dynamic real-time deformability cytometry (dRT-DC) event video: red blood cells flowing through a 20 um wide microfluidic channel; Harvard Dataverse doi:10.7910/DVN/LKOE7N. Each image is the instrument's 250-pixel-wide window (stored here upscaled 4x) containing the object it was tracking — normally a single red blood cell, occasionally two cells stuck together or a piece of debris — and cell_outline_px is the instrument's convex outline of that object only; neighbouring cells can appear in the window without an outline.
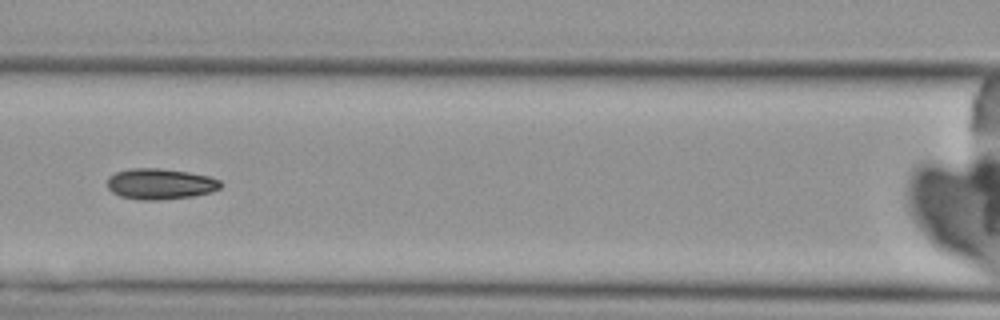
{"species": "Egyptian fruit bat (a non-hibernating species)", "species_latin": "Rousettus aegyptiacus", "temperature_condition": "cold", "stored_images_in_passage": 11, "camera_frame_rate_fps": 3000, "um_per_image_px": 0.085, "animal": {"sex": "female"}, "frame": {"image": 1, "passage_image": 7, "time_ms": 7.0, "image_size_px": [1000, 320], "cell_outline_px": [[220, 188], [212, 192], [192, 196], [156, 200], [136, 200], [120, 196], [112, 192], [108, 188], [108, 176], [116, 172], [132, 168], [160, 168], [188, 172], [208, 176], [220, 180]], "centroid_in_image_um": [13.59, 15.63], "position_along_channel_um": 153.0, "area_um2": 20.35}}
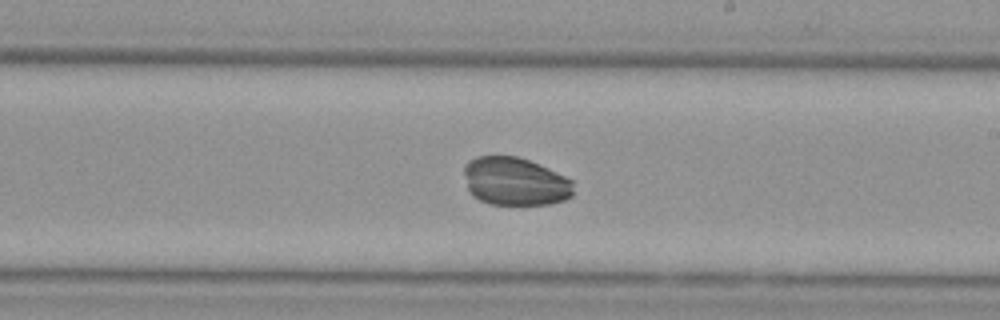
{"frame": {"image": 2, "passage_image": 10, "time_ms": 11.667, "image_size_px": [1000, 320], "cell_outline_px": [[572, 196], [564, 200], [548, 204], [488, 204], [472, 196], [468, 192], [464, 172], [464, 164], [468, 160], [476, 156], [516, 156], [528, 160], [556, 172], [572, 180]], "centroid_in_image_um": [43.73, 15.42], "position_along_channel_um": 245.3, "area_um2": 30.69}}
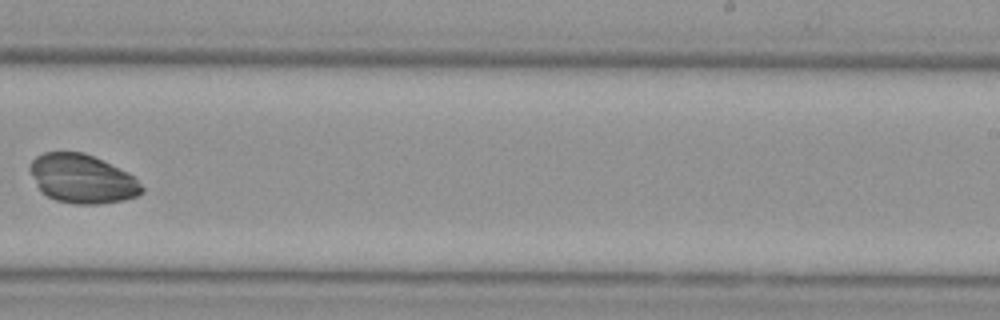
{"frame": {"image": 3, "passage_image": 11, "time_ms": 12.667, "image_size_px": [1000, 320], "cell_outline_px": [[144, 192], [136, 196], [124, 200], [96, 204], [72, 204], [56, 200], [40, 192], [28, 168], [32, 160], [36, 156], [44, 152], [84, 152], [128, 172], [136, 176], [144, 188]], "centroid_in_image_um": [6.99, 15.2], "position_along_channel_um": 282.0, "area_um2": 32.02}}